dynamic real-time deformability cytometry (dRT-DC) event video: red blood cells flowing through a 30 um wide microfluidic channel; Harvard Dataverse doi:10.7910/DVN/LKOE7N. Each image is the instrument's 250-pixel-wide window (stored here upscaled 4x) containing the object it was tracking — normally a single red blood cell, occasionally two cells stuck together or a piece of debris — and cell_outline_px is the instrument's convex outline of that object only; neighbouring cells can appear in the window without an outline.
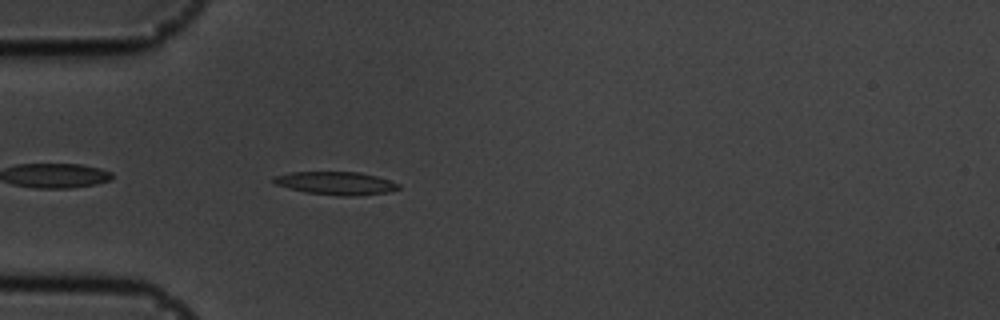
{"species": "common noctule bat (a hibernating species)", "species_latin": "Nyctalus noctula", "temperature_condition": "cold", "stored_images_in_passage": 27, "camera_frame_rate_fps": 3000, "um_per_image_px": 0.085, "animal": {"sex": "male", "body_mass_g": 19.5, "forearm_length_mm": 54.6}, "frame": {"image": 1, "passage_image": 3, "time_ms": 0.667, "image_size_px": [1000, 320], "cell_outline_px": [[400, 188], [388, 192], [356, 196], [340, 196], [304, 192], [276, 184], [272, 180], [272, 176], [292, 172], [360, 172], [376, 176], [400, 184]], "centroid_in_image_um": [28.55, 15.57], "position_along_channel_um": 56.5, "area_um2": 16.76}}
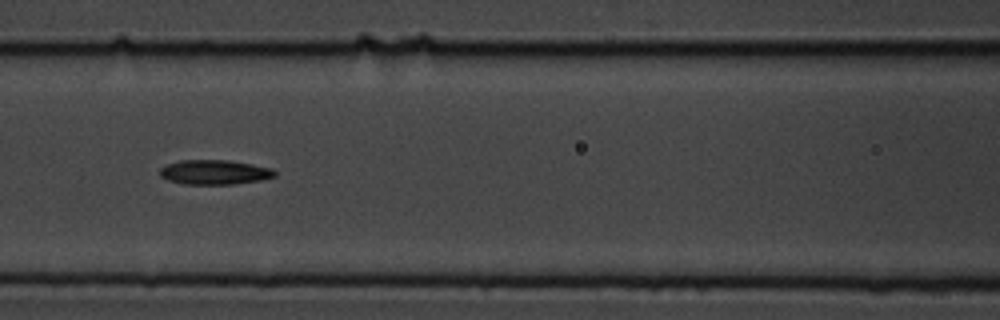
{"frame": {"image": 2, "passage_image": 11, "time_ms": 3.333, "image_size_px": [1000, 320], "cell_outline_px": [[276, 176], [260, 180], [232, 184], [184, 184], [168, 180], [160, 176], [160, 168], [164, 164], [180, 160], [228, 160], [252, 164], [272, 168], [276, 172]], "centroid_in_image_um": [18.21, 14.63], "position_along_channel_um": 148.4, "area_um2": 16.53}}
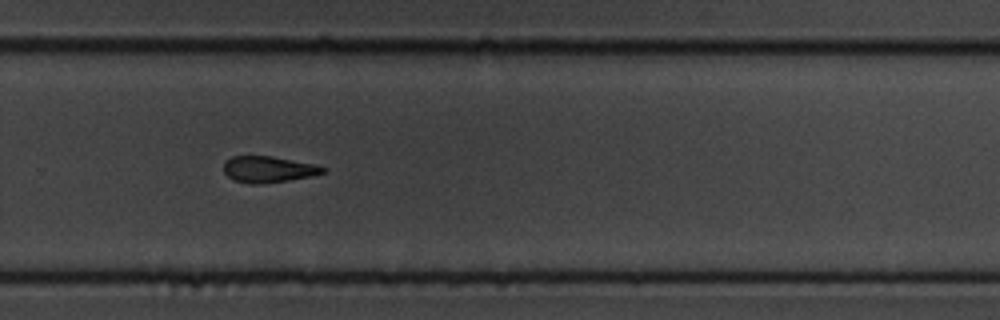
{"frame": {"image": 3, "passage_image": 24, "time_ms": 7.667, "image_size_px": [1000, 320], "cell_outline_px": [[328, 168], [324, 172], [312, 176], [264, 184], [248, 184], [232, 180], [224, 172], [224, 160], [232, 156], [272, 156], [316, 164]], "centroid_in_image_um": [22.8, 14.39], "position_along_channel_um": 307.0, "area_um2": 15.43}}